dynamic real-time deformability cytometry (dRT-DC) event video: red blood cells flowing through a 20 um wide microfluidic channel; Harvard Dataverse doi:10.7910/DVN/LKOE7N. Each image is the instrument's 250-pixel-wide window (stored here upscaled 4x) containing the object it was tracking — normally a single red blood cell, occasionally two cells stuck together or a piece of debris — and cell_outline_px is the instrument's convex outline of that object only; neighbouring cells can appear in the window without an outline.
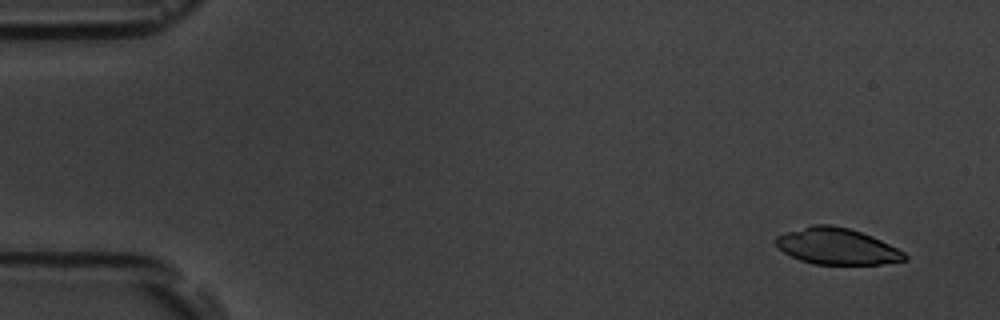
{"species": "common noctule bat (a hibernating species)", "species_latin": "Nyctalus noctula", "temperature_condition": "room temperature", "stored_images_in_passage": 7, "camera_frame_rate_fps": 3000, "um_per_image_px": 0.085, "animal": {"sex": "male", "body_mass_g": 19.5, "forearm_length_mm": 54.6}, "frame": {"image": 1, "passage_image": 2, "time_ms": 1.0, "image_size_px": [1000, 320], "cell_outline_px": [[908, 260], [880, 264], [812, 264], [800, 260], [784, 252], [776, 244], [776, 236], [784, 232], [812, 224], [832, 224], [848, 228], [872, 236], [904, 252], [908, 256]], "centroid_in_image_um": [71.13, 20.93], "position_along_channel_um": 13.9, "area_um2": 27.22}}